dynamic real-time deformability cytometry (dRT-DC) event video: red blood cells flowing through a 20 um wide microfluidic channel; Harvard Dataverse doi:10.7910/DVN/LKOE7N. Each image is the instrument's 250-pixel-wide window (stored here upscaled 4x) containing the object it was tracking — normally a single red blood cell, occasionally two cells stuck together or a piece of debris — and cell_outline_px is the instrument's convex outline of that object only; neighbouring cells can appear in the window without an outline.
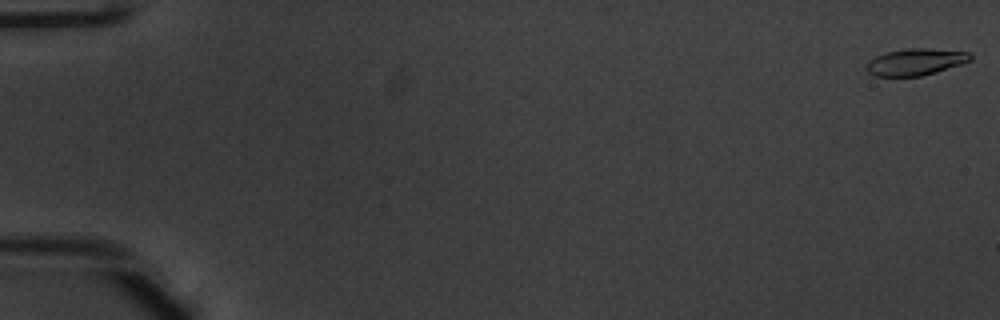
{"species": "common noctule bat (a hibernating species)", "species_latin": "Nyctalus noctula", "temperature_condition": "warm", "stored_images_in_passage": 52, "camera_frame_rate_fps": 3000, "um_per_image_px": 0.085, "animal": {"sex": "male", "body_mass_g": 20.1, "forearm_length_mm": 53.5}, "frame": {"image": 1, "passage_image": 1, "time_ms": 0.0, "image_size_px": [1000, 320], "cell_outline_px": [[972, 60], [936, 72], [920, 76], [872, 76], [864, 68], [864, 64], [868, 60], [884, 52], [908, 48], [928, 48], [972, 52]], "centroid_in_image_um": [77.78, 5.25], "position_along_channel_um": 7.2, "area_um2": 16.47}}
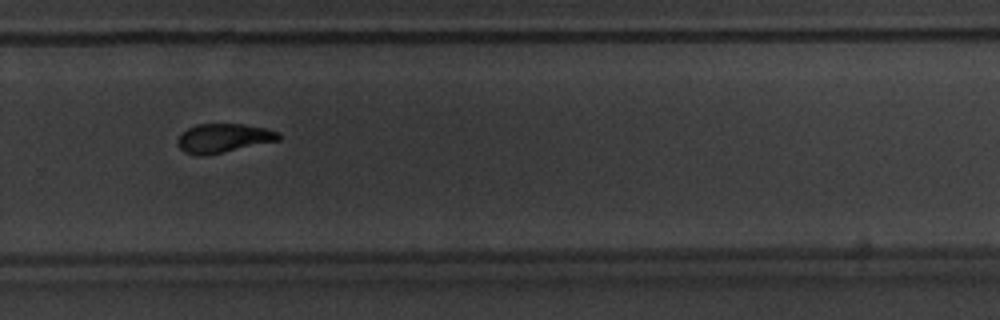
{"frame": {"image": 2, "passage_image": 37, "time_ms": 12.0, "image_size_px": [1000, 320], "cell_outline_px": [[280, 140], [224, 152], [204, 156], [196, 156], [184, 152], [176, 144], [176, 140], [188, 128], [196, 124], [240, 124], [264, 128], [280, 132]], "centroid_in_image_um": [18.97, 11.75], "position_along_channel_um": 310.8, "area_um2": 17.05}}
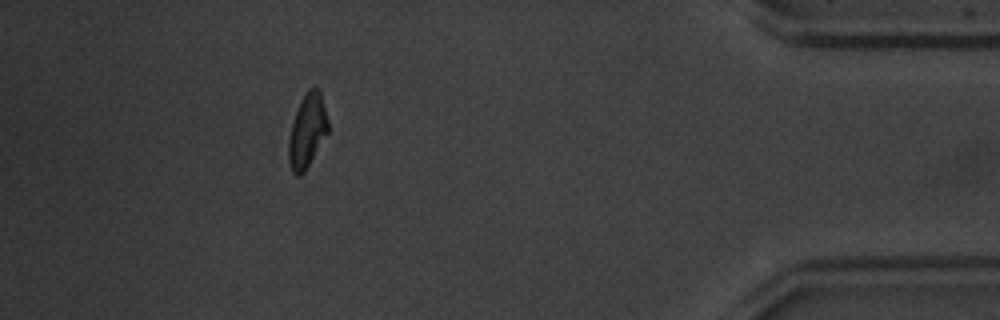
{"frame": {"image": 3, "passage_image": 48, "time_ms": 15.667, "image_size_px": [1000, 320], "cell_outline_px": [[328, 132], [304, 172], [300, 176], [296, 176], [292, 172], [288, 160], [288, 140], [292, 124], [300, 100], [304, 92], [308, 88], [316, 84], [320, 88], [328, 120]], "centroid_in_image_um": [26.11, 11.06], "position_along_channel_um": 409.1, "area_um2": 17.17}}